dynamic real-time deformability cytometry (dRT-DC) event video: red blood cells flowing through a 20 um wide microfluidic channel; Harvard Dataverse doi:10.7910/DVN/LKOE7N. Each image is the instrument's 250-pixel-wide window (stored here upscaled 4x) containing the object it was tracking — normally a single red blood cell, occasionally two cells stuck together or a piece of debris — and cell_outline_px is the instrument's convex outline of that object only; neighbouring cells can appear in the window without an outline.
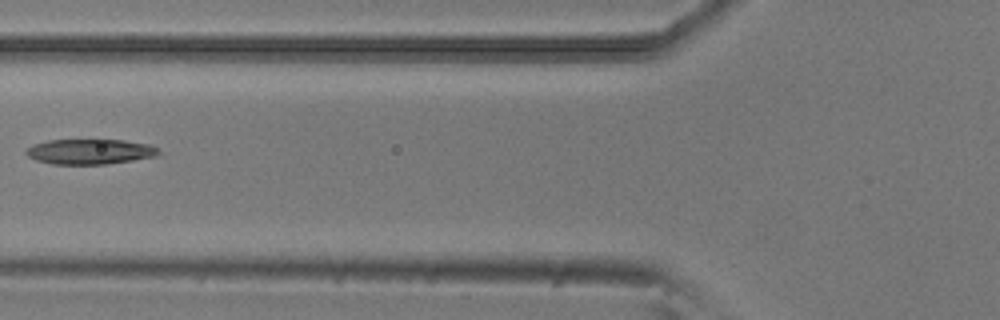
{"species": "common noctule bat (a hibernating species)", "species_latin": "Nyctalus noctula", "temperature_condition": "room temperature", "stored_images_in_passage": 6, "camera_frame_rate_fps": 3000, "um_per_image_px": 0.085, "animal": {"sex": "male", "body_mass_g": 20.5, "forearm_length_mm": 52.5}, "frame": {"image": 1, "passage_image": 6, "time_ms": 1.667, "image_size_px": [1000, 320], "cell_outline_px": [[160, 152], [156, 156], [108, 164], [52, 164], [36, 160], [28, 156], [24, 152], [24, 148], [32, 144], [48, 140], [124, 140], [152, 144]], "centroid_in_image_um": [7.61, 12.88], "position_along_channel_um": 118.2, "area_um2": 19.59}}